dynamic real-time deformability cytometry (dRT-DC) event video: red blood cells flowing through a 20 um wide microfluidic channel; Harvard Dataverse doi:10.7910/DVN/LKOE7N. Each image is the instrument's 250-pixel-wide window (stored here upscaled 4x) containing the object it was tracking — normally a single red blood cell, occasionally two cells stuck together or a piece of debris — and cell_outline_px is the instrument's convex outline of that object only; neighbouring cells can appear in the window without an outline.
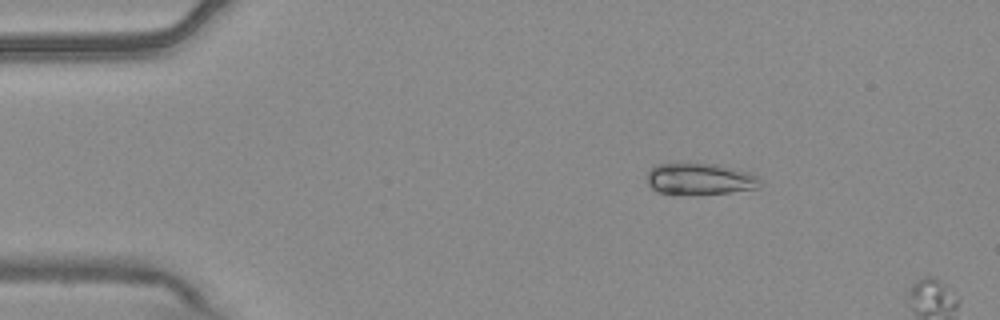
{"species": "common noctule bat (a hibernating species)", "species_latin": "Nyctalus noctula", "temperature_condition": "warm", "stored_images_in_passage": 3, "segment_of_instrument_passage": [1, 2], "camera_frame_rate_fps": 3000, "um_per_image_px": 0.085, "animal": {"sex": "male", "body_mass_g": 20.4}, "frame": {"image": 1, "passage_image": 1, "time_ms": 0.0, "image_size_px": [1000, 320], "cell_outline_px": [[760, 184], [756, 188], [728, 192], [660, 192], [652, 188], [648, 184], [648, 168], [656, 164], [688, 160], [720, 164], [752, 172], [760, 180]], "centroid_in_image_um": [59.47, 15.1], "position_along_channel_um": 25.5, "area_um2": 20.98}}